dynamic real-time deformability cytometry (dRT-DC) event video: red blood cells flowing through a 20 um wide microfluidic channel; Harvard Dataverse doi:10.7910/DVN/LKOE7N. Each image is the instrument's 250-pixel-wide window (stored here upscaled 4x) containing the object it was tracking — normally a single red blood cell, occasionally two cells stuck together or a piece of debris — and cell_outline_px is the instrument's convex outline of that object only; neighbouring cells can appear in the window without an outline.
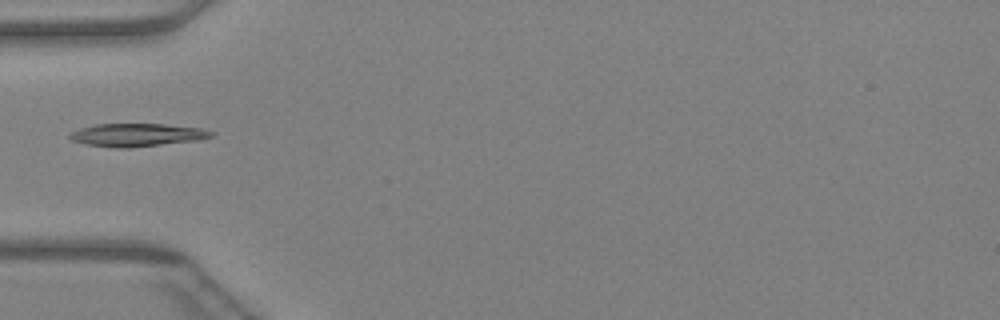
{"species": "Egyptian fruit bat (a non-hibernating species)", "species_latin": "Rousettus aegyptiacus", "temperature_condition": "warm", "stored_images_in_passage": 32, "camera_frame_rate_fps": 3000, "um_per_image_px": 0.085, "animal": {"sex": "female"}, "frame": {"image": 1, "passage_image": 1, "time_ms": 0.0, "image_size_px": [1000, 320], "cell_outline_px": [[216, 132], [212, 136], [196, 140], [128, 148], [116, 148], [88, 144], [72, 140], [68, 136], [72, 132], [80, 128], [96, 124], [164, 124], [200, 128]], "centroid_in_image_um": [11.64, 11.46], "position_along_channel_um": 73.4, "area_um2": 18.67}}
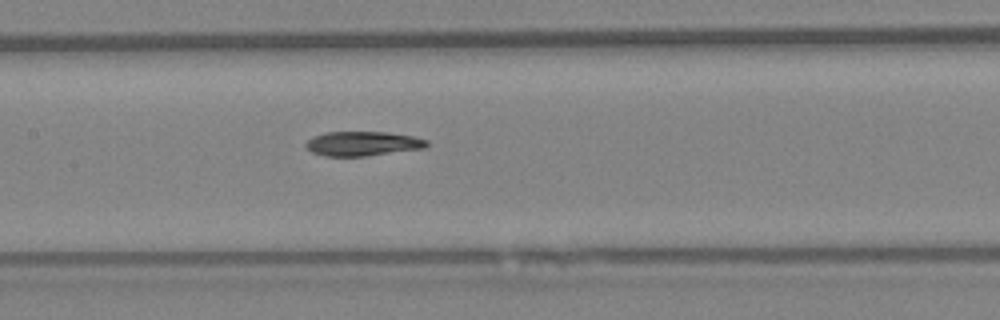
{"frame": {"image": 2, "passage_image": 8, "time_ms": 2.333, "image_size_px": [1000, 320], "cell_outline_px": [[428, 144], [424, 148], [368, 156], [324, 156], [312, 152], [304, 144], [312, 136], [324, 132], [388, 132], [412, 136], [428, 140]], "centroid_in_image_um": [30.81, 12.2], "position_along_channel_um": 176.6, "area_um2": 17.28}}
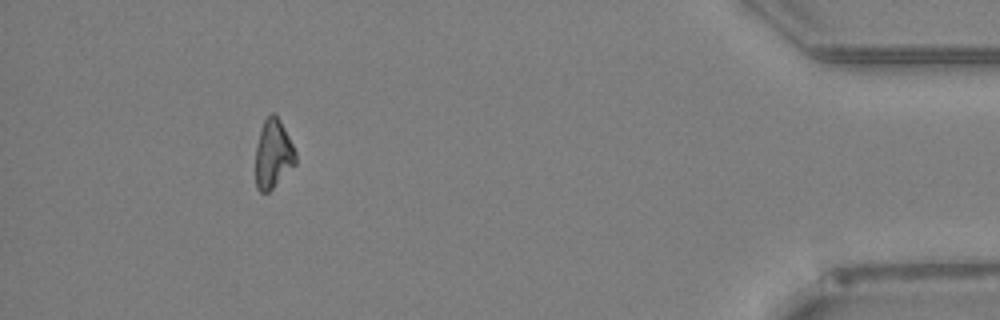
{"frame": {"image": 3, "passage_image": 28, "time_ms": 9.0, "image_size_px": [1000, 320], "cell_outline_px": [[296, 164], [268, 192], [260, 192], [256, 188], [256, 144], [264, 120], [272, 112], [280, 120], [296, 152]], "centroid_in_image_um": [23.21, 13.1], "position_along_channel_um": 412.0, "area_um2": 15.84}}